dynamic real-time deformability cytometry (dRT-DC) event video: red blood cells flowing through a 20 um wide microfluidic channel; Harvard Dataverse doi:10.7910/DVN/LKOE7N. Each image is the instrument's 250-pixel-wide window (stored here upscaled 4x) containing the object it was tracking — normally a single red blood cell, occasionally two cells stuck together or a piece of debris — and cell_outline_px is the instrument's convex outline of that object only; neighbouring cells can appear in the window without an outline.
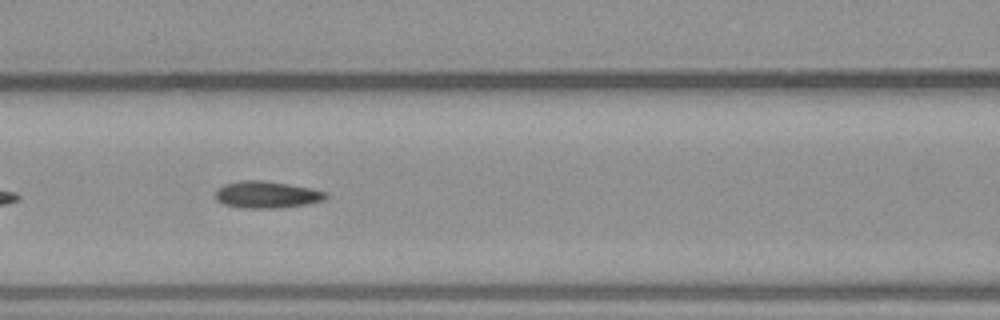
{"species": "common noctule bat (a hibernating species)", "species_latin": "Nyctalus noctula", "temperature_condition": "warm", "stored_images_in_passage": 10, "camera_frame_rate_fps": 3000, "um_per_image_px": 0.085, "animal": {"sex": "male", "body_mass_g": 23.1, "forearm_length_mm": 52.7}, "frame": {"image": 1, "passage_image": 6, "time_ms": 1.667, "image_size_px": [1000, 320], "cell_outline_px": [[328, 196], [320, 200], [304, 204], [280, 208], [240, 208], [224, 204], [216, 200], [216, 188], [224, 184], [240, 180], [264, 180], [312, 188], [328, 192]], "centroid_in_image_um": [22.63, 16.53], "position_along_channel_um": 144.0, "area_um2": 17.34}}